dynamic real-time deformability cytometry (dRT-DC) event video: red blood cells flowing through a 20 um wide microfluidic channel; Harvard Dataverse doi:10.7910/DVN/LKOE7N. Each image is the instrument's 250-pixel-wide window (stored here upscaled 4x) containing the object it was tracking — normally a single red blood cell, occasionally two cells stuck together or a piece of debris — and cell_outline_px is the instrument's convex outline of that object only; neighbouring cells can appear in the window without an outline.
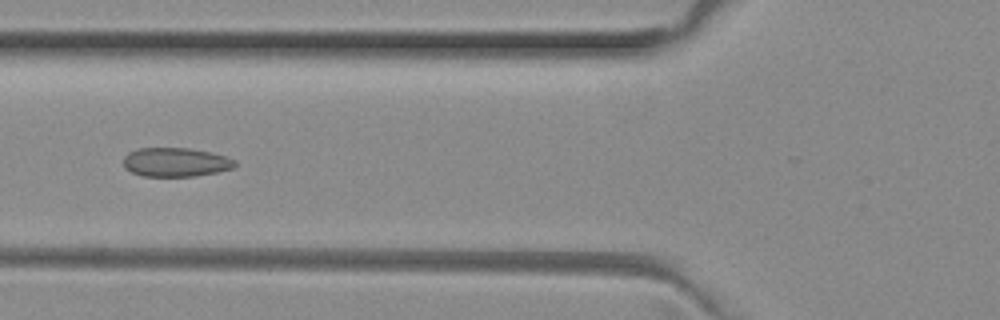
{"species": "common noctule bat (a hibernating species)", "species_latin": "Nyctalus noctula", "temperature_condition": "room temperature", "stored_images_in_passage": 50, "camera_frame_rate_fps": 3000, "um_per_image_px": 0.085, "animal": {"sex": "female", "body_mass_g": 29.2, "forearm_length_mm": 56.3}, "frame": {"image": 1, "passage_image": 18, "time_ms": 5.667, "image_size_px": [1000, 320], "cell_outline_px": [[236, 164], [232, 168], [216, 172], [196, 176], [144, 176], [132, 172], [124, 168], [124, 156], [128, 152], [140, 148], [188, 148], [212, 152], [236, 160]], "centroid_in_image_um": [14.92, 13.78], "position_along_channel_um": 110.9, "area_um2": 18.79}}
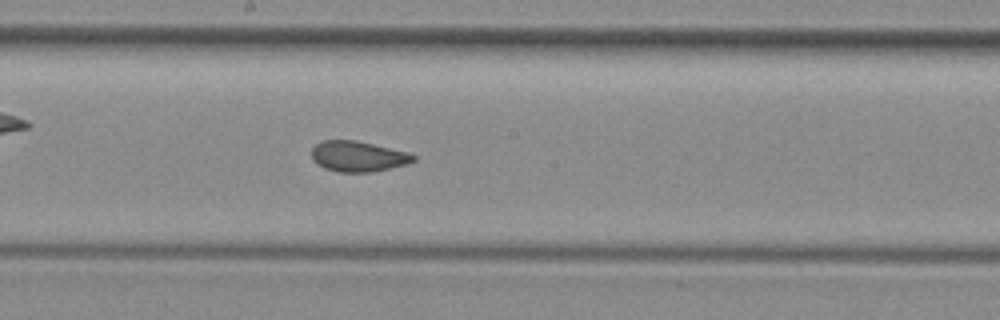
{"frame": {"image": 2, "passage_image": 26, "time_ms": 8.333, "image_size_px": [1000, 320], "cell_outline_px": [[416, 160], [408, 164], [372, 172], [340, 172], [324, 168], [316, 164], [312, 160], [312, 148], [316, 144], [324, 140], [356, 140], [408, 152], [416, 156]], "centroid_in_image_um": [30.43, 13.29], "position_along_channel_um": 217.8, "area_um2": 18.21}}
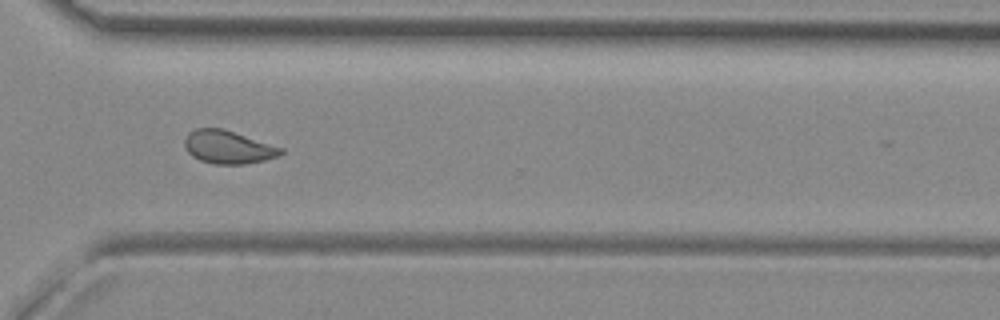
{"frame": {"image": 3, "passage_image": 36, "time_ms": 11.667, "image_size_px": [1000, 320], "cell_outline_px": [[284, 152], [280, 156], [264, 160], [244, 164], [212, 164], [200, 160], [192, 156], [184, 148], [184, 140], [188, 132], [196, 128], [220, 128], [284, 148]], "centroid_in_image_um": [19.37, 12.51], "position_along_channel_um": 351.2, "area_um2": 18.55}, "authors_computed_cell_mechanics": {"area_um2": 18.9295, "velocity_mm_per_s": 4.0017, "shape_relaxation_time_tau1_ms": null, "shape_relaxation_time_tau2_ms": 0.9827, "deformation_change_tau1": null, "deformation_change_tau2": 0.0709}}